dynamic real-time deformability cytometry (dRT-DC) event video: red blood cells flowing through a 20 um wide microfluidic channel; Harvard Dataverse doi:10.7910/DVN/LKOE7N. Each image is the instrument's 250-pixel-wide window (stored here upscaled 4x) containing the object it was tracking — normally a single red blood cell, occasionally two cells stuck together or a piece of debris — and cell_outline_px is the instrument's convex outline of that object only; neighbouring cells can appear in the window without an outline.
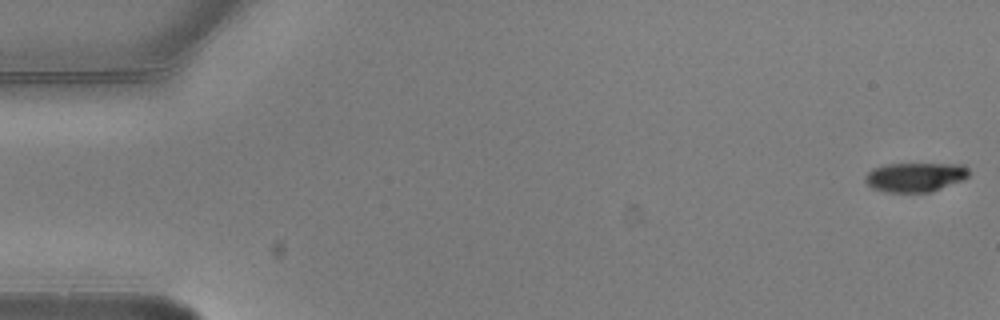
{"species": "common noctule bat (a hibernating species)", "species_latin": "Nyctalus noctula", "temperature_condition": "warm", "stored_images_in_passage": 4, "camera_frame_rate_fps": 3000, "um_per_image_px": 0.085, "animal": {"sex": "male", "body_mass_g": 20.5, "forearm_length_mm": 52.5}, "frame": {"image": 1, "passage_image": 1, "time_ms": 0.0, "image_size_px": [1000, 320], "cell_outline_px": [[968, 176], [964, 180], [932, 192], [884, 192], [872, 188], [864, 180], [864, 176], [872, 168], [888, 164], [964, 164], [968, 168]], "centroid_in_image_um": [77.79, 15.06], "position_along_channel_um": 7.2, "area_um2": 17.86}}